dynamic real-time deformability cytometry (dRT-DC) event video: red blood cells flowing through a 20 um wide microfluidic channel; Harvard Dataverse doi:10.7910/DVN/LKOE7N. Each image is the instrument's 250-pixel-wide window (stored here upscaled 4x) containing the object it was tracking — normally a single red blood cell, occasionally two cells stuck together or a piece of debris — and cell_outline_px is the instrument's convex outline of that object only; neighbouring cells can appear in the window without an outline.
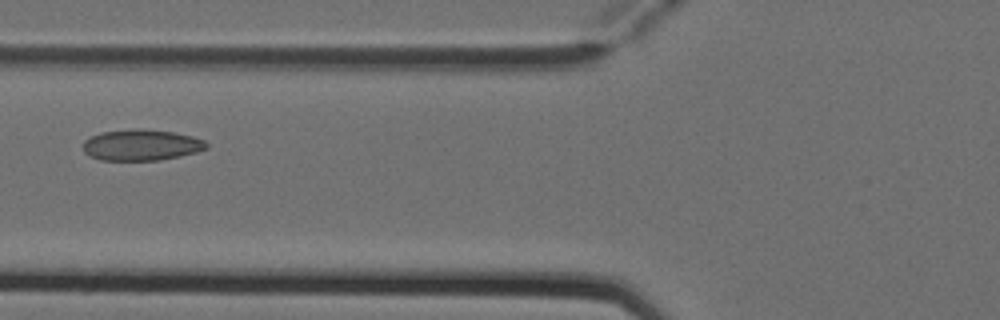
{"species": "Egyptian fruit bat (a non-hibernating species)", "species_latin": "Rousettus aegyptiacus", "temperature_condition": "cold", "stored_images_in_passage": 5, "camera_frame_rate_fps": 3000, "um_per_image_px": 0.085, "animal": {"sex": "female"}, "frame": {"image": 1, "passage_image": 4, "time_ms": 1.0, "image_size_px": [1000, 320], "cell_outline_px": [[208, 148], [196, 152], [180, 156], [160, 160], [100, 160], [88, 156], [84, 152], [84, 140], [100, 132], [172, 132], [192, 136], [204, 140], [208, 144]], "centroid_in_image_um": [12.02, 12.39], "position_along_channel_um": 113.8, "area_um2": 21.33}}
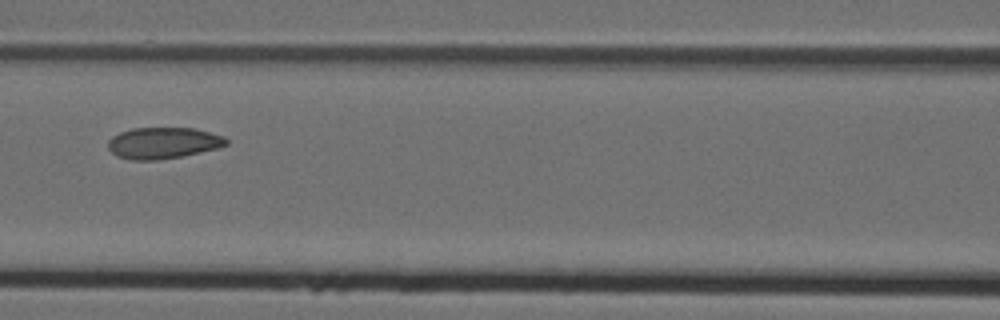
{"frame": {"image": 2, "passage_image": 5, "time_ms": 1.333, "image_size_px": [1000, 320], "cell_outline_px": [[228, 144], [216, 148], [180, 156], [156, 160], [132, 160], [116, 156], [108, 148], [108, 140], [112, 136], [120, 132], [132, 128], [196, 128], [224, 136], [228, 140]], "centroid_in_image_um": [13.84, 12.14], "position_along_channel_um": 152.8, "area_um2": 21.5}}